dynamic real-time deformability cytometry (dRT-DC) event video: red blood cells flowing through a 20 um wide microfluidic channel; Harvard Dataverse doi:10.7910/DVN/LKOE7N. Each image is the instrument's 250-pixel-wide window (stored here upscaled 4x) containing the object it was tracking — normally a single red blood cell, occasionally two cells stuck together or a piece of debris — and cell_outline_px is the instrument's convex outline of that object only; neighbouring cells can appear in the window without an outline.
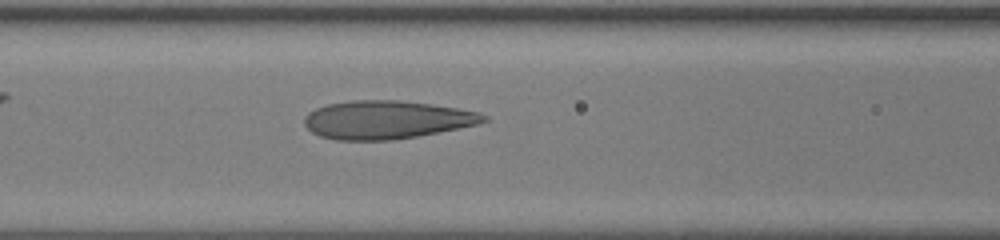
{"species": "human", "species_latin": "Homo sapiens", "temperature_condition": "room temperature", "stored_images_in_passage": 9, "camera_frame_rate_fps": 3000, "um_per_image_px": 0.085, "donor": {"sex": "female"}, "frame": {"image": 1, "passage_image": 6, "time_ms": 1.667, "image_size_px": [1000, 240], "cell_outline_px": [[488, 120], [476, 124], [416, 136], [392, 140], [336, 140], [320, 136], [312, 132], [304, 124], [304, 116], [308, 112], [316, 108], [328, 104], [352, 100], [400, 100], [456, 108], [480, 112], [488, 116]], "centroid_in_image_um": [32.81, 10.17], "position_along_channel_um": 133.8, "area_um2": 39.65}}
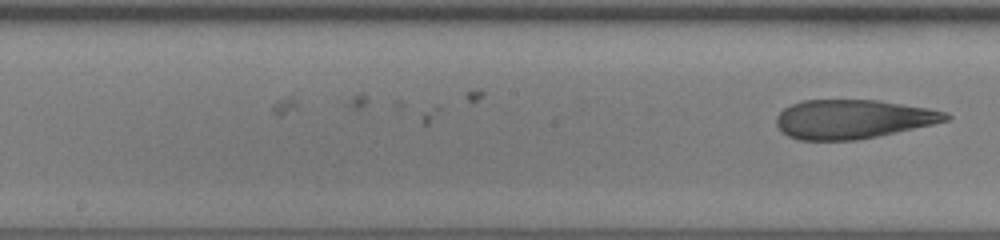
{"frame": {"image": 2, "passage_image": 9, "time_ms": 2.667, "image_size_px": [1000, 240], "cell_outline_px": [[952, 116], [948, 120], [932, 124], [896, 132], [856, 140], [800, 140], [788, 136], [780, 132], [776, 124], [776, 116], [784, 108], [792, 104], [804, 100], [880, 100], [928, 108], [944, 112]], "centroid_in_image_um": [72.45, 10.12], "position_along_channel_um": 175.8, "area_um2": 38.44}}